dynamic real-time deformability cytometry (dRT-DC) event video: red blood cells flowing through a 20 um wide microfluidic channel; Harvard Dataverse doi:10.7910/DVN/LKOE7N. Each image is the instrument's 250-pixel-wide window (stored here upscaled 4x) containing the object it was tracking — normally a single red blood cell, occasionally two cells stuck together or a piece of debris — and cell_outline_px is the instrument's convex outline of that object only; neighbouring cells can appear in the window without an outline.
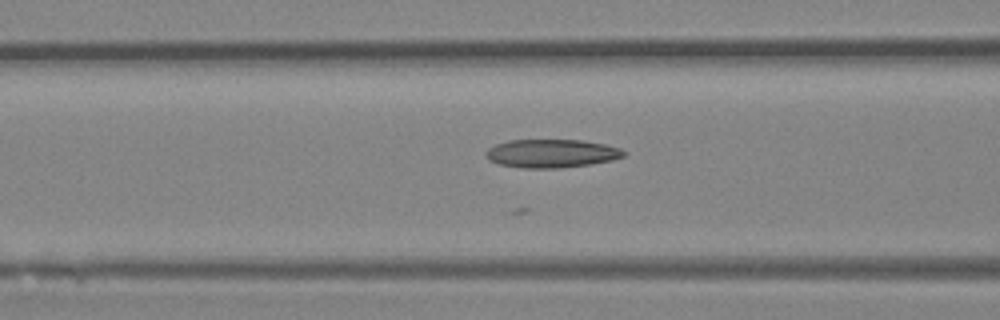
{"species": "Egyptian fruit bat (a non-hibernating species)", "species_latin": "Rousettus aegyptiacus", "temperature_condition": "room temperature", "stored_images_in_passage": 23, "camera_frame_rate_fps": 3000, "um_per_image_px": 0.085, "animal": {"sex": "female"}, "frame": {"image": 1, "passage_image": 8, "time_ms": 2.333, "image_size_px": [1000, 320], "cell_outline_px": [[624, 156], [612, 160], [592, 164], [560, 168], [524, 168], [500, 164], [488, 160], [484, 156], [484, 152], [488, 148], [496, 144], [508, 140], [584, 140], [604, 144], [620, 148], [624, 152]], "centroid_in_image_um": [46.84, 13.04], "position_along_channel_um": 119.8, "area_um2": 22.89}}
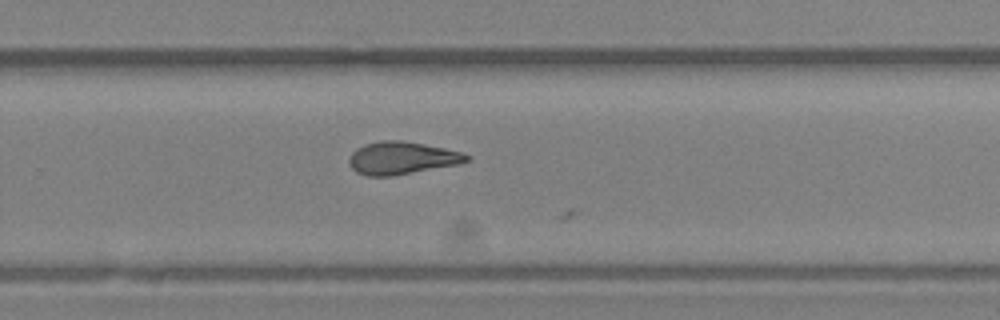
{"frame": {"image": 2, "passage_image": 19, "time_ms": 6.0, "image_size_px": [1000, 320], "cell_outline_px": [[472, 160], [460, 164], [392, 176], [368, 176], [356, 172], [352, 168], [348, 160], [352, 152], [356, 148], [364, 144], [380, 140], [400, 140], [424, 144], [464, 152], [472, 156]], "centroid_in_image_um": [34.2, 13.43], "position_along_channel_um": 295.6, "area_um2": 22.6}}
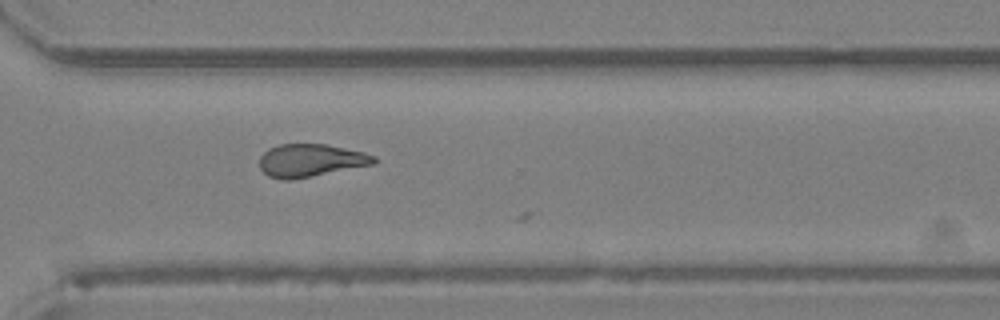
{"frame": {"image": 3, "passage_image": 22, "time_ms": 7.0, "image_size_px": [1000, 320], "cell_outline_px": [[376, 164], [292, 180], [280, 180], [268, 176], [260, 168], [260, 156], [268, 148], [280, 144], [324, 144], [364, 152], [376, 156]], "centroid_in_image_um": [26.4, 13.64], "position_along_channel_um": 344.2, "area_um2": 22.02}}